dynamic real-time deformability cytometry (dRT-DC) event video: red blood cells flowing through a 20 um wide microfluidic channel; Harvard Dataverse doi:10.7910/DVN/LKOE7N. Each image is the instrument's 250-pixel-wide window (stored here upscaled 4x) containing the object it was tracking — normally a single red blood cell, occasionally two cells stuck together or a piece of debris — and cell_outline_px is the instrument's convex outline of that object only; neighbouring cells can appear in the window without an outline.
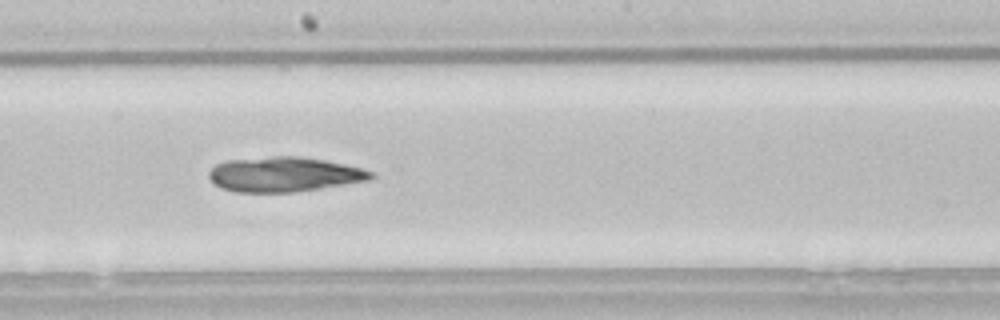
{"species": "common noctule bat (a hibernating species)", "species_latin": "Nyctalus noctula", "temperature_condition": "room temperature", "stored_images_in_passage": 41, "camera_frame_rate_fps": 3000, "um_per_image_px": 0.085, "animal": {"sex": "male", "body_mass_g": 21.5, "forearm_length_mm": 52.0}, "frame": {"image": 1, "passage_image": 24, "time_ms": 7.667, "image_size_px": [1000, 320], "cell_outline_px": [[376, 176], [368, 180], [320, 188], [292, 192], [236, 192], [220, 188], [208, 176], [208, 172], [216, 164], [224, 160], [272, 156], [296, 156], [324, 160], [344, 164], [360, 168], [372, 172]], "centroid_in_image_um": [24.1, 14.81], "position_along_channel_um": 224.1, "area_um2": 32.71}}